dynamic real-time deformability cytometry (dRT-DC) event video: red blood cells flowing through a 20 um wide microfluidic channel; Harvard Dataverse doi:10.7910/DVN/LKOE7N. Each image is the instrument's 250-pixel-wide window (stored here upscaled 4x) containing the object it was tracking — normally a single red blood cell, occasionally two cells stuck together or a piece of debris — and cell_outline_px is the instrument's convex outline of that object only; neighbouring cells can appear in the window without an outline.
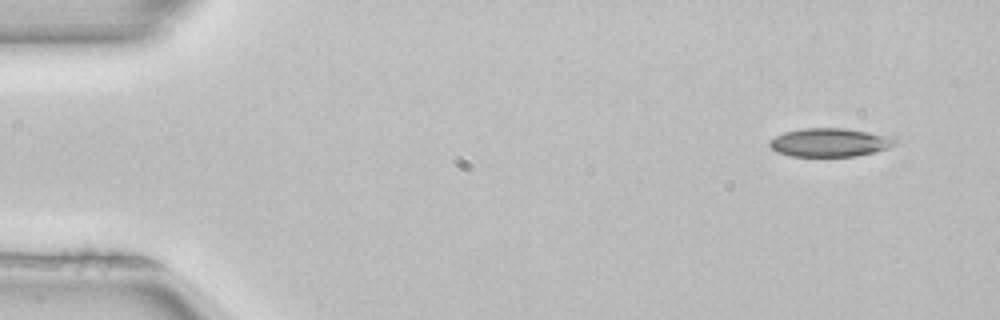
{"species": "common noctule bat (a hibernating species)", "species_latin": "Nyctalus noctula", "temperature_condition": "room temperature", "stored_images_in_passage": 3, "camera_frame_rate_fps": 3000, "um_per_image_px": 0.085, "animal": {"sex": "female", "body_mass_g": 22.7, "forearm_length_mm": 54.2}, "frame": {"image": 1, "passage_image": 1, "time_ms": 0.0, "image_size_px": [1000, 320], "cell_outline_px": [[896, 144], [888, 148], [856, 156], [792, 156], [776, 152], [768, 144], [768, 140], [784, 132], [800, 128], [844, 128], [868, 132], [888, 136], [896, 140]], "centroid_in_image_um": [70.48, 12.1], "position_along_channel_um": 14.5, "area_um2": 20.75}}
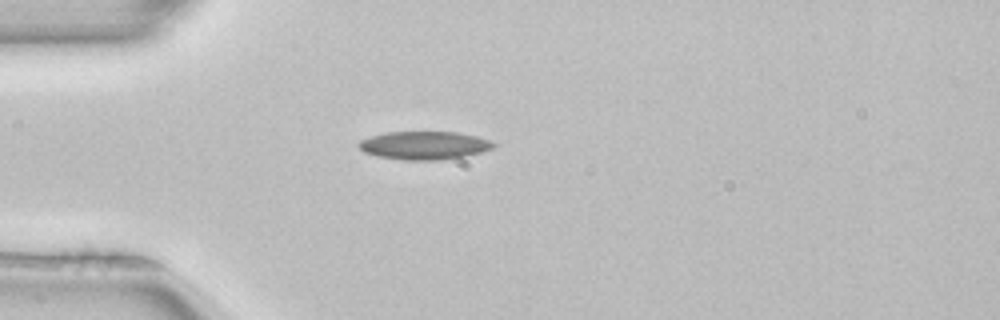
{"frame": {"image": 2, "passage_image": 3, "time_ms": 0.667, "image_size_px": [1000, 320], "cell_outline_px": [[500, 144], [492, 148], [480, 152], [464, 156], [440, 160], [404, 160], [380, 156], [364, 152], [356, 144], [360, 140], [368, 136], [384, 132], [456, 132], [476, 136]], "centroid_in_image_um": [36.04, 12.35], "position_along_channel_um": 49.0, "area_um2": 22.14}}